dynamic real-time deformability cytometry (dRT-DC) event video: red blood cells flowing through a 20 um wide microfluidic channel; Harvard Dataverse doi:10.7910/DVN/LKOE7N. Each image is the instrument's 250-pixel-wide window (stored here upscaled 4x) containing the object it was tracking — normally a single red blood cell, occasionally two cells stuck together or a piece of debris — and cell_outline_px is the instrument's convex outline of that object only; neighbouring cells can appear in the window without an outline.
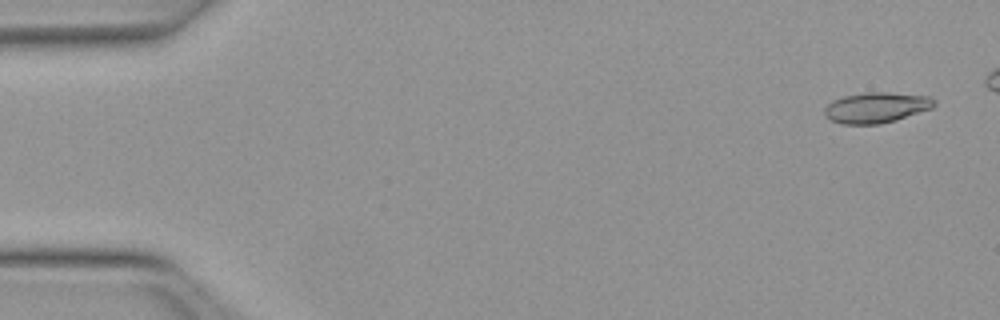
{"species": "Egyptian fruit bat (a non-hibernating species)", "species_latin": "Rousettus aegyptiacus", "temperature_condition": "warm", "stored_images_in_passage": 23, "camera_frame_rate_fps": 3000, "um_per_image_px": 0.085, "animal": {"sex": "female"}, "frame": {"image": 1, "passage_image": 2, "time_ms": 0.333, "image_size_px": [1000, 320], "cell_outline_px": [[936, 104], [932, 108], [896, 120], [880, 124], [840, 124], [824, 116], [824, 108], [832, 100], [844, 96], [864, 92], [888, 92], [932, 96], [936, 100]], "centroid_in_image_um": [74.49, 9.13], "position_along_channel_um": 10.5, "area_um2": 19.77}}
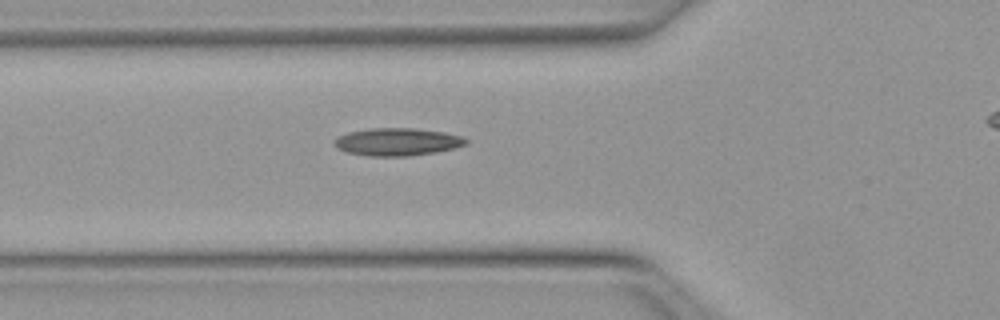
{"frame": {"image": 2, "passage_image": 18, "time_ms": 5.667, "image_size_px": [1000, 320], "cell_outline_px": [[468, 144], [456, 148], [432, 152], [404, 156], [368, 156], [348, 152], [336, 148], [332, 144], [332, 140], [336, 136], [348, 132], [368, 128], [412, 128], [444, 132], [460, 136], [468, 140]], "centroid_in_image_um": [33.7, 12.05], "position_along_channel_um": 92.1, "area_um2": 21.27}}
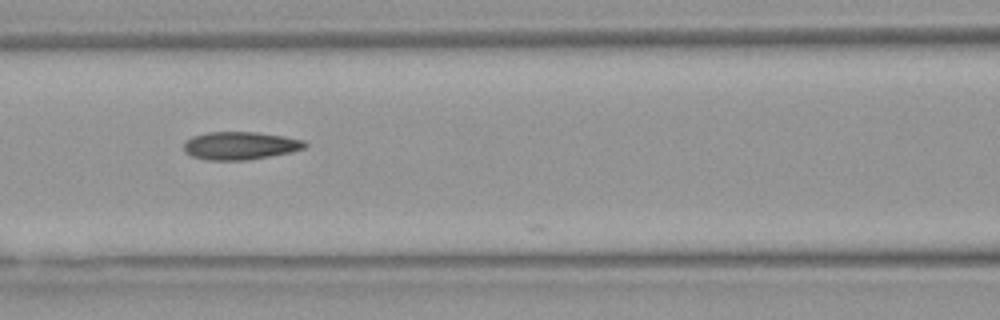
{"frame": {"image": 3, "passage_image": 22, "time_ms": 7.0, "image_size_px": [1000, 320], "cell_outline_px": [[308, 144], [304, 148], [292, 152], [248, 160], [204, 160], [192, 156], [184, 152], [184, 140], [192, 136], [208, 132], [256, 132], [284, 136], [304, 140]], "centroid_in_image_um": [20.39, 12.38], "position_along_channel_um": 146.2, "area_um2": 19.88}}